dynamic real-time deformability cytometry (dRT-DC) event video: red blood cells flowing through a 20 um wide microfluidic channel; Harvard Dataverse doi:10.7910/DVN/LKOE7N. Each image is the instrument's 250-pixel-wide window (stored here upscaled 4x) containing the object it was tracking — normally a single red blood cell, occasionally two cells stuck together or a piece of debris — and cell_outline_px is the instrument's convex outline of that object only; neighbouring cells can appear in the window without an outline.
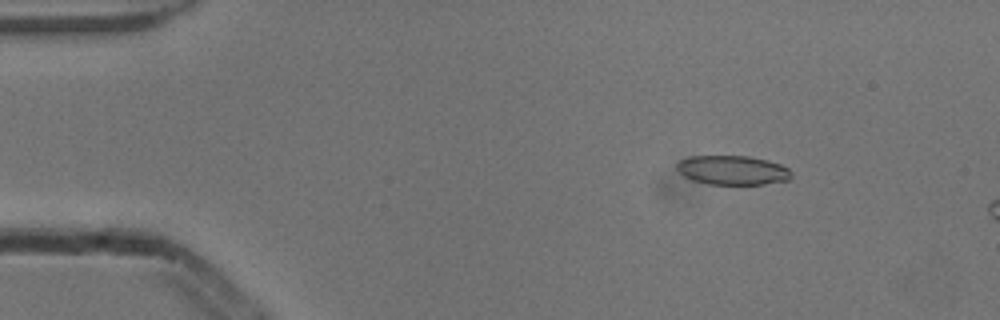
{"species": "common noctule bat (a hibernating species)", "species_latin": "Nyctalus noctula", "temperature_condition": "cold", "stored_images_in_passage": 14, "camera_frame_rate_fps": 3000, "um_per_image_px": 0.085, "animal": {"sex": "male", "body_mass_g": 13.3}, "frame": {"image": 1, "passage_image": 8, "time_ms": 2.333, "image_size_px": [1000, 320], "cell_outline_px": [[792, 176], [788, 180], [764, 184], [708, 184], [692, 180], [684, 176], [676, 168], [676, 164], [680, 160], [688, 156], [748, 156], [768, 160], [780, 164], [788, 168], [792, 172]], "centroid_in_image_um": [62.27, 14.46], "position_along_channel_um": 22.7, "area_um2": 19.59}}